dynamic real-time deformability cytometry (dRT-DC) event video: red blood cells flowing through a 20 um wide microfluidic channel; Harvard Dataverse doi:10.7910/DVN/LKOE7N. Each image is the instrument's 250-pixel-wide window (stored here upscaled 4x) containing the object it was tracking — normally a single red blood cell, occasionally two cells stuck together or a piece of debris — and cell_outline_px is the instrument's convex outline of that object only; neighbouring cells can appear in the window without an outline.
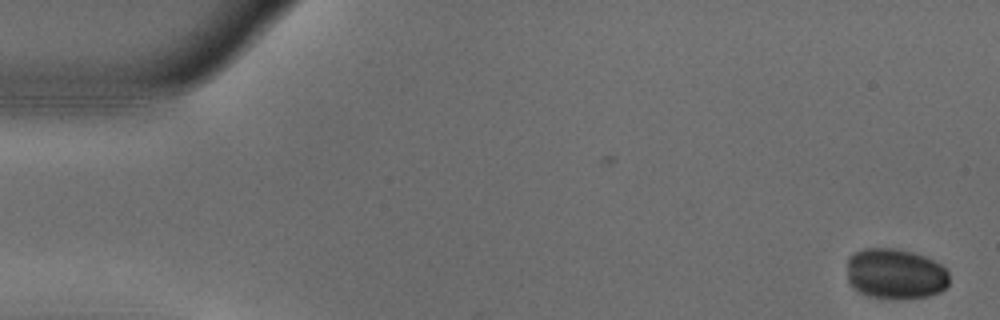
{"species": "common noctule bat (a hibernating species)", "species_latin": "Nyctalus noctula", "temperature_condition": "warm", "stored_images_in_passage": 54, "camera_frame_rate_fps": 3000, "um_per_image_px": 0.085, "animal": {"sex": "male", "body_mass_g": 18.8}, "frame": {"image": 1, "passage_image": 1, "time_ms": 0.0, "image_size_px": [1000, 320], "cell_outline_px": [[948, 284], [940, 292], [928, 296], [868, 296], [852, 288], [848, 284], [848, 256], [864, 248], [896, 248], [912, 252], [924, 256], [940, 264], [948, 272]], "centroid_in_image_um": [76.07, 23.23], "position_along_channel_um": 8.9, "area_um2": 29.54}}
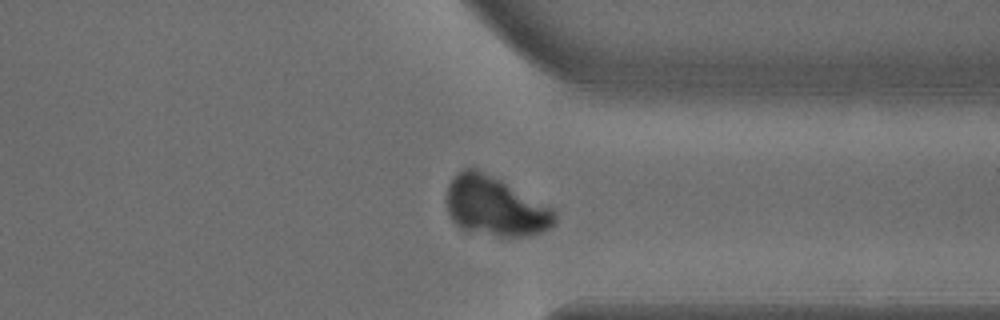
{"frame": {"image": 2, "passage_image": 41, "time_ms": 13.333, "image_size_px": [1000, 320], "cell_outline_px": [[556, 220], [548, 228], [540, 232], [524, 236], [496, 236], [468, 232], [460, 228], [452, 220], [448, 212], [448, 184], [452, 176], [456, 172], [464, 168], [476, 168], [500, 180], [552, 208], [556, 212]], "centroid_in_image_um": [42.04, 17.55], "position_along_channel_um": 369.4, "area_um2": 37.11}}
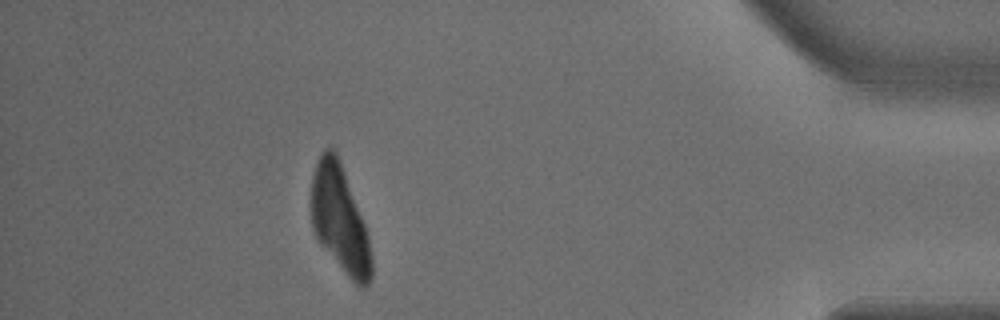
{"frame": {"image": 3, "passage_image": 48, "time_ms": 15.667, "image_size_px": [1000, 320], "cell_outline_px": [[372, 276], [368, 284], [364, 288], [360, 288], [348, 276], [320, 244], [312, 228], [308, 204], [312, 176], [320, 152], [324, 148], [332, 148], [336, 152], [364, 224], [368, 236], [372, 256]], "centroid_in_image_um": [28.83, 18.64], "position_along_channel_um": 406.4, "area_um2": 37.63}}